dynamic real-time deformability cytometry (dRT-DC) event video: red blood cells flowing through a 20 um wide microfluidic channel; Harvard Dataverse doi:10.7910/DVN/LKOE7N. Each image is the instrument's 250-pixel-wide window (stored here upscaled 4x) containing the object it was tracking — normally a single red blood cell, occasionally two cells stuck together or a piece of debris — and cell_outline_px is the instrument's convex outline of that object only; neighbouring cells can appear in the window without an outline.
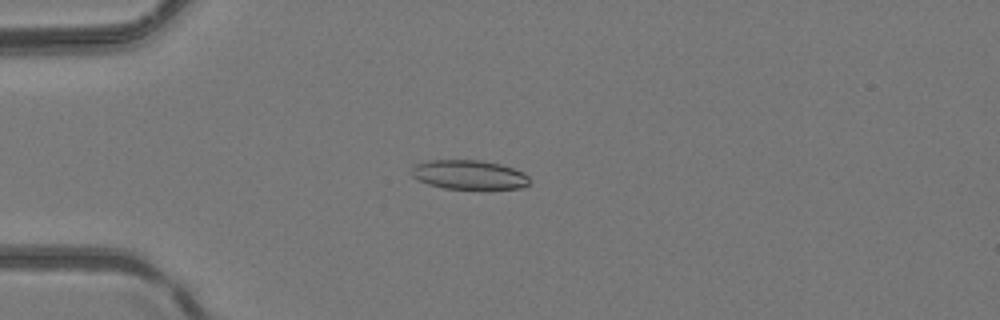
{"species": "common noctule bat (a hibernating species)", "species_latin": "Nyctalus noctula", "temperature_condition": "room temperature", "stored_images_in_passage": 48, "camera_frame_rate_fps": 3000, "um_per_image_px": 0.085, "animal": {"sex": "female", "body_mass_g": 24.6, "forearm_length_mm": 56.2}, "frame": {"image": 1, "passage_image": 13, "time_ms": 4.0, "image_size_px": [1000, 320], "cell_outline_px": [[532, 180], [528, 184], [520, 188], [444, 188], [428, 184], [412, 176], [412, 168], [416, 164], [428, 160], [480, 160], [500, 164], [524, 172]], "centroid_in_image_um": [39.88, 14.84], "position_along_channel_um": 45.1, "area_um2": 19.88}}
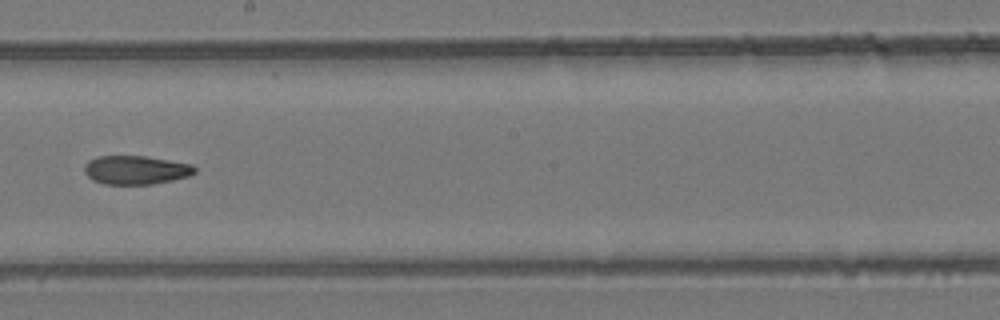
{"frame": {"image": 2, "passage_image": 28, "time_ms": 9.0, "image_size_px": [1000, 320], "cell_outline_px": [[196, 172], [188, 176], [172, 180], [152, 184], [104, 184], [92, 180], [84, 172], [84, 164], [88, 160], [100, 156], [144, 156], [192, 164], [196, 168]], "centroid_in_image_um": [11.52, 14.45], "position_along_channel_um": 236.7, "area_um2": 18.44}}
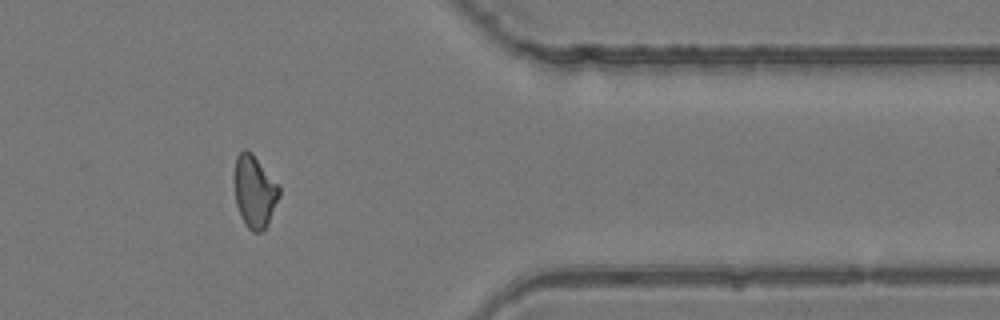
{"frame": {"image": 3, "passage_image": 40, "time_ms": 13.0, "image_size_px": [1000, 320], "cell_outline_px": [[280, 196], [268, 224], [260, 232], [252, 232], [244, 224], [240, 216], [236, 204], [232, 180], [232, 176], [236, 156], [244, 148], [252, 152], [280, 188]], "centroid_in_image_um": [21.59, 16.27], "position_along_channel_um": 389.8, "area_um2": 19.31}}